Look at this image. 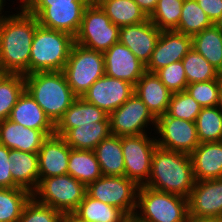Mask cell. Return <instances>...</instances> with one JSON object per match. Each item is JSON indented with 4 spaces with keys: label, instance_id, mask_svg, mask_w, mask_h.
Listing matches in <instances>:
<instances>
[{
    "label": "cell",
    "instance_id": "49",
    "mask_svg": "<svg viewBox=\"0 0 222 222\" xmlns=\"http://www.w3.org/2000/svg\"><path fill=\"white\" fill-rule=\"evenodd\" d=\"M217 107L222 112V75L220 79L219 101Z\"/></svg>",
    "mask_w": 222,
    "mask_h": 222
},
{
    "label": "cell",
    "instance_id": "8",
    "mask_svg": "<svg viewBox=\"0 0 222 222\" xmlns=\"http://www.w3.org/2000/svg\"><path fill=\"white\" fill-rule=\"evenodd\" d=\"M119 29L95 1L90 2L74 37L75 43L104 53L119 42Z\"/></svg>",
    "mask_w": 222,
    "mask_h": 222
},
{
    "label": "cell",
    "instance_id": "9",
    "mask_svg": "<svg viewBox=\"0 0 222 222\" xmlns=\"http://www.w3.org/2000/svg\"><path fill=\"white\" fill-rule=\"evenodd\" d=\"M139 186L126 176H101L86 187V193L105 204L124 210L131 218L137 208Z\"/></svg>",
    "mask_w": 222,
    "mask_h": 222
},
{
    "label": "cell",
    "instance_id": "12",
    "mask_svg": "<svg viewBox=\"0 0 222 222\" xmlns=\"http://www.w3.org/2000/svg\"><path fill=\"white\" fill-rule=\"evenodd\" d=\"M155 133L159 147L190 155L200 144L196 123L164 114L157 118Z\"/></svg>",
    "mask_w": 222,
    "mask_h": 222
},
{
    "label": "cell",
    "instance_id": "5",
    "mask_svg": "<svg viewBox=\"0 0 222 222\" xmlns=\"http://www.w3.org/2000/svg\"><path fill=\"white\" fill-rule=\"evenodd\" d=\"M188 219L187 198L139 186L132 222H185Z\"/></svg>",
    "mask_w": 222,
    "mask_h": 222
},
{
    "label": "cell",
    "instance_id": "27",
    "mask_svg": "<svg viewBox=\"0 0 222 222\" xmlns=\"http://www.w3.org/2000/svg\"><path fill=\"white\" fill-rule=\"evenodd\" d=\"M102 174L105 176H125L122 136L110 135L94 149Z\"/></svg>",
    "mask_w": 222,
    "mask_h": 222
},
{
    "label": "cell",
    "instance_id": "40",
    "mask_svg": "<svg viewBox=\"0 0 222 222\" xmlns=\"http://www.w3.org/2000/svg\"><path fill=\"white\" fill-rule=\"evenodd\" d=\"M62 215L60 211L38 203L31 197L17 222H59Z\"/></svg>",
    "mask_w": 222,
    "mask_h": 222
},
{
    "label": "cell",
    "instance_id": "20",
    "mask_svg": "<svg viewBox=\"0 0 222 222\" xmlns=\"http://www.w3.org/2000/svg\"><path fill=\"white\" fill-rule=\"evenodd\" d=\"M134 93L156 119L166 114L172 92L155 73L146 71L134 86Z\"/></svg>",
    "mask_w": 222,
    "mask_h": 222
},
{
    "label": "cell",
    "instance_id": "32",
    "mask_svg": "<svg viewBox=\"0 0 222 222\" xmlns=\"http://www.w3.org/2000/svg\"><path fill=\"white\" fill-rule=\"evenodd\" d=\"M32 194L23 188H0V222H17Z\"/></svg>",
    "mask_w": 222,
    "mask_h": 222
},
{
    "label": "cell",
    "instance_id": "21",
    "mask_svg": "<svg viewBox=\"0 0 222 222\" xmlns=\"http://www.w3.org/2000/svg\"><path fill=\"white\" fill-rule=\"evenodd\" d=\"M47 136L40 130L24 127L9 119L0 122V144L8 149L38 153Z\"/></svg>",
    "mask_w": 222,
    "mask_h": 222
},
{
    "label": "cell",
    "instance_id": "4",
    "mask_svg": "<svg viewBox=\"0 0 222 222\" xmlns=\"http://www.w3.org/2000/svg\"><path fill=\"white\" fill-rule=\"evenodd\" d=\"M74 43L70 34L38 25L30 51L29 74L62 71Z\"/></svg>",
    "mask_w": 222,
    "mask_h": 222
},
{
    "label": "cell",
    "instance_id": "16",
    "mask_svg": "<svg viewBox=\"0 0 222 222\" xmlns=\"http://www.w3.org/2000/svg\"><path fill=\"white\" fill-rule=\"evenodd\" d=\"M105 75L136 85L146 72L142 63L124 44L117 42L104 52Z\"/></svg>",
    "mask_w": 222,
    "mask_h": 222
},
{
    "label": "cell",
    "instance_id": "44",
    "mask_svg": "<svg viewBox=\"0 0 222 222\" xmlns=\"http://www.w3.org/2000/svg\"><path fill=\"white\" fill-rule=\"evenodd\" d=\"M21 6H51L72 4V2H91L90 0H18Z\"/></svg>",
    "mask_w": 222,
    "mask_h": 222
},
{
    "label": "cell",
    "instance_id": "19",
    "mask_svg": "<svg viewBox=\"0 0 222 222\" xmlns=\"http://www.w3.org/2000/svg\"><path fill=\"white\" fill-rule=\"evenodd\" d=\"M70 150L62 136H48L38 151L39 178L67 174Z\"/></svg>",
    "mask_w": 222,
    "mask_h": 222
},
{
    "label": "cell",
    "instance_id": "37",
    "mask_svg": "<svg viewBox=\"0 0 222 222\" xmlns=\"http://www.w3.org/2000/svg\"><path fill=\"white\" fill-rule=\"evenodd\" d=\"M184 0H158L149 20L161 31L177 30Z\"/></svg>",
    "mask_w": 222,
    "mask_h": 222
},
{
    "label": "cell",
    "instance_id": "11",
    "mask_svg": "<svg viewBox=\"0 0 222 222\" xmlns=\"http://www.w3.org/2000/svg\"><path fill=\"white\" fill-rule=\"evenodd\" d=\"M156 120L135 93L119 108L109 114L110 131L115 136L146 134L147 130L151 129V126L155 132Z\"/></svg>",
    "mask_w": 222,
    "mask_h": 222
},
{
    "label": "cell",
    "instance_id": "36",
    "mask_svg": "<svg viewBox=\"0 0 222 222\" xmlns=\"http://www.w3.org/2000/svg\"><path fill=\"white\" fill-rule=\"evenodd\" d=\"M25 91V78L21 74H9L0 84V122L9 119L12 108Z\"/></svg>",
    "mask_w": 222,
    "mask_h": 222
},
{
    "label": "cell",
    "instance_id": "48",
    "mask_svg": "<svg viewBox=\"0 0 222 222\" xmlns=\"http://www.w3.org/2000/svg\"><path fill=\"white\" fill-rule=\"evenodd\" d=\"M6 2H7L6 0H0V19L3 18L4 16L8 15L7 14L8 12L12 13L10 11H5V13H4V10H6V9H4L5 8L4 6H6Z\"/></svg>",
    "mask_w": 222,
    "mask_h": 222
},
{
    "label": "cell",
    "instance_id": "24",
    "mask_svg": "<svg viewBox=\"0 0 222 222\" xmlns=\"http://www.w3.org/2000/svg\"><path fill=\"white\" fill-rule=\"evenodd\" d=\"M190 157L195 181L222 178V141L200 143Z\"/></svg>",
    "mask_w": 222,
    "mask_h": 222
},
{
    "label": "cell",
    "instance_id": "10",
    "mask_svg": "<svg viewBox=\"0 0 222 222\" xmlns=\"http://www.w3.org/2000/svg\"><path fill=\"white\" fill-rule=\"evenodd\" d=\"M146 134L122 136L125 176L138 186L145 185L151 172V160L157 146L155 136Z\"/></svg>",
    "mask_w": 222,
    "mask_h": 222
},
{
    "label": "cell",
    "instance_id": "45",
    "mask_svg": "<svg viewBox=\"0 0 222 222\" xmlns=\"http://www.w3.org/2000/svg\"><path fill=\"white\" fill-rule=\"evenodd\" d=\"M141 10L145 13V15L149 18L154 12L158 0H134Z\"/></svg>",
    "mask_w": 222,
    "mask_h": 222
},
{
    "label": "cell",
    "instance_id": "28",
    "mask_svg": "<svg viewBox=\"0 0 222 222\" xmlns=\"http://www.w3.org/2000/svg\"><path fill=\"white\" fill-rule=\"evenodd\" d=\"M67 174H70L86 187L103 176L94 150H77L71 148Z\"/></svg>",
    "mask_w": 222,
    "mask_h": 222
},
{
    "label": "cell",
    "instance_id": "50",
    "mask_svg": "<svg viewBox=\"0 0 222 222\" xmlns=\"http://www.w3.org/2000/svg\"><path fill=\"white\" fill-rule=\"evenodd\" d=\"M10 73L8 71H5L3 68L0 67V84L3 82V80L9 75Z\"/></svg>",
    "mask_w": 222,
    "mask_h": 222
},
{
    "label": "cell",
    "instance_id": "7",
    "mask_svg": "<svg viewBox=\"0 0 222 222\" xmlns=\"http://www.w3.org/2000/svg\"><path fill=\"white\" fill-rule=\"evenodd\" d=\"M62 72L73 94L82 97L105 74L104 53L74 43Z\"/></svg>",
    "mask_w": 222,
    "mask_h": 222
},
{
    "label": "cell",
    "instance_id": "23",
    "mask_svg": "<svg viewBox=\"0 0 222 222\" xmlns=\"http://www.w3.org/2000/svg\"><path fill=\"white\" fill-rule=\"evenodd\" d=\"M9 120L24 127L40 130L47 137L55 134V124L26 90L12 108Z\"/></svg>",
    "mask_w": 222,
    "mask_h": 222
},
{
    "label": "cell",
    "instance_id": "14",
    "mask_svg": "<svg viewBox=\"0 0 222 222\" xmlns=\"http://www.w3.org/2000/svg\"><path fill=\"white\" fill-rule=\"evenodd\" d=\"M133 94L134 85L104 74L90 86L82 98L110 114Z\"/></svg>",
    "mask_w": 222,
    "mask_h": 222
},
{
    "label": "cell",
    "instance_id": "22",
    "mask_svg": "<svg viewBox=\"0 0 222 222\" xmlns=\"http://www.w3.org/2000/svg\"><path fill=\"white\" fill-rule=\"evenodd\" d=\"M95 122H110L109 114L82 97H76L55 124V134L63 137L71 128Z\"/></svg>",
    "mask_w": 222,
    "mask_h": 222
},
{
    "label": "cell",
    "instance_id": "13",
    "mask_svg": "<svg viewBox=\"0 0 222 222\" xmlns=\"http://www.w3.org/2000/svg\"><path fill=\"white\" fill-rule=\"evenodd\" d=\"M89 3L72 2V4L22 7L35 16L42 27L62 31L75 37Z\"/></svg>",
    "mask_w": 222,
    "mask_h": 222
},
{
    "label": "cell",
    "instance_id": "38",
    "mask_svg": "<svg viewBox=\"0 0 222 222\" xmlns=\"http://www.w3.org/2000/svg\"><path fill=\"white\" fill-rule=\"evenodd\" d=\"M202 106L186 91L172 93L166 114L177 119L195 122Z\"/></svg>",
    "mask_w": 222,
    "mask_h": 222
},
{
    "label": "cell",
    "instance_id": "43",
    "mask_svg": "<svg viewBox=\"0 0 222 222\" xmlns=\"http://www.w3.org/2000/svg\"><path fill=\"white\" fill-rule=\"evenodd\" d=\"M213 24L222 16V0H196Z\"/></svg>",
    "mask_w": 222,
    "mask_h": 222
},
{
    "label": "cell",
    "instance_id": "18",
    "mask_svg": "<svg viewBox=\"0 0 222 222\" xmlns=\"http://www.w3.org/2000/svg\"><path fill=\"white\" fill-rule=\"evenodd\" d=\"M160 34L161 30L148 19L145 22L120 27L119 42L147 65Z\"/></svg>",
    "mask_w": 222,
    "mask_h": 222
},
{
    "label": "cell",
    "instance_id": "51",
    "mask_svg": "<svg viewBox=\"0 0 222 222\" xmlns=\"http://www.w3.org/2000/svg\"><path fill=\"white\" fill-rule=\"evenodd\" d=\"M222 30V16L215 23Z\"/></svg>",
    "mask_w": 222,
    "mask_h": 222
},
{
    "label": "cell",
    "instance_id": "41",
    "mask_svg": "<svg viewBox=\"0 0 222 222\" xmlns=\"http://www.w3.org/2000/svg\"><path fill=\"white\" fill-rule=\"evenodd\" d=\"M155 74L172 93L182 92L188 85L182 60L162 67Z\"/></svg>",
    "mask_w": 222,
    "mask_h": 222
},
{
    "label": "cell",
    "instance_id": "3",
    "mask_svg": "<svg viewBox=\"0 0 222 222\" xmlns=\"http://www.w3.org/2000/svg\"><path fill=\"white\" fill-rule=\"evenodd\" d=\"M24 78L25 90L54 124L76 99L62 71L36 72Z\"/></svg>",
    "mask_w": 222,
    "mask_h": 222
},
{
    "label": "cell",
    "instance_id": "35",
    "mask_svg": "<svg viewBox=\"0 0 222 222\" xmlns=\"http://www.w3.org/2000/svg\"><path fill=\"white\" fill-rule=\"evenodd\" d=\"M213 23L196 0H184L177 32L193 36Z\"/></svg>",
    "mask_w": 222,
    "mask_h": 222
},
{
    "label": "cell",
    "instance_id": "47",
    "mask_svg": "<svg viewBox=\"0 0 222 222\" xmlns=\"http://www.w3.org/2000/svg\"><path fill=\"white\" fill-rule=\"evenodd\" d=\"M59 222H81L72 214H63Z\"/></svg>",
    "mask_w": 222,
    "mask_h": 222
},
{
    "label": "cell",
    "instance_id": "33",
    "mask_svg": "<svg viewBox=\"0 0 222 222\" xmlns=\"http://www.w3.org/2000/svg\"><path fill=\"white\" fill-rule=\"evenodd\" d=\"M195 123L200 143L222 141V112L217 106L202 107Z\"/></svg>",
    "mask_w": 222,
    "mask_h": 222
},
{
    "label": "cell",
    "instance_id": "34",
    "mask_svg": "<svg viewBox=\"0 0 222 222\" xmlns=\"http://www.w3.org/2000/svg\"><path fill=\"white\" fill-rule=\"evenodd\" d=\"M188 84L221 79V73L215 69L193 47L182 59Z\"/></svg>",
    "mask_w": 222,
    "mask_h": 222
},
{
    "label": "cell",
    "instance_id": "39",
    "mask_svg": "<svg viewBox=\"0 0 222 222\" xmlns=\"http://www.w3.org/2000/svg\"><path fill=\"white\" fill-rule=\"evenodd\" d=\"M202 107L218 105L220 79L188 84L185 89Z\"/></svg>",
    "mask_w": 222,
    "mask_h": 222
},
{
    "label": "cell",
    "instance_id": "42",
    "mask_svg": "<svg viewBox=\"0 0 222 222\" xmlns=\"http://www.w3.org/2000/svg\"><path fill=\"white\" fill-rule=\"evenodd\" d=\"M10 149L0 144V188H13V178L10 171Z\"/></svg>",
    "mask_w": 222,
    "mask_h": 222
},
{
    "label": "cell",
    "instance_id": "29",
    "mask_svg": "<svg viewBox=\"0 0 222 222\" xmlns=\"http://www.w3.org/2000/svg\"><path fill=\"white\" fill-rule=\"evenodd\" d=\"M110 135V122H95L71 128L63 138L73 149L94 150L103 139Z\"/></svg>",
    "mask_w": 222,
    "mask_h": 222
},
{
    "label": "cell",
    "instance_id": "52",
    "mask_svg": "<svg viewBox=\"0 0 222 222\" xmlns=\"http://www.w3.org/2000/svg\"><path fill=\"white\" fill-rule=\"evenodd\" d=\"M185 222H192V217H189V219L186 220Z\"/></svg>",
    "mask_w": 222,
    "mask_h": 222
},
{
    "label": "cell",
    "instance_id": "25",
    "mask_svg": "<svg viewBox=\"0 0 222 222\" xmlns=\"http://www.w3.org/2000/svg\"><path fill=\"white\" fill-rule=\"evenodd\" d=\"M9 160L11 161L9 168L13 178V188L20 187L32 194L39 183L38 153L11 149Z\"/></svg>",
    "mask_w": 222,
    "mask_h": 222
},
{
    "label": "cell",
    "instance_id": "46",
    "mask_svg": "<svg viewBox=\"0 0 222 222\" xmlns=\"http://www.w3.org/2000/svg\"><path fill=\"white\" fill-rule=\"evenodd\" d=\"M192 222H222V217H207V218H194Z\"/></svg>",
    "mask_w": 222,
    "mask_h": 222
},
{
    "label": "cell",
    "instance_id": "1",
    "mask_svg": "<svg viewBox=\"0 0 222 222\" xmlns=\"http://www.w3.org/2000/svg\"><path fill=\"white\" fill-rule=\"evenodd\" d=\"M18 7L15 14L0 19V67L25 76L29 74L30 51L39 24L35 16Z\"/></svg>",
    "mask_w": 222,
    "mask_h": 222
},
{
    "label": "cell",
    "instance_id": "2",
    "mask_svg": "<svg viewBox=\"0 0 222 222\" xmlns=\"http://www.w3.org/2000/svg\"><path fill=\"white\" fill-rule=\"evenodd\" d=\"M195 182L190 155L156 146L145 186L187 198Z\"/></svg>",
    "mask_w": 222,
    "mask_h": 222
},
{
    "label": "cell",
    "instance_id": "26",
    "mask_svg": "<svg viewBox=\"0 0 222 222\" xmlns=\"http://www.w3.org/2000/svg\"><path fill=\"white\" fill-rule=\"evenodd\" d=\"M72 215L81 222H132L124 210L96 200L87 193Z\"/></svg>",
    "mask_w": 222,
    "mask_h": 222
},
{
    "label": "cell",
    "instance_id": "17",
    "mask_svg": "<svg viewBox=\"0 0 222 222\" xmlns=\"http://www.w3.org/2000/svg\"><path fill=\"white\" fill-rule=\"evenodd\" d=\"M192 48V36L175 30L161 31L146 71L155 73L162 67L180 61Z\"/></svg>",
    "mask_w": 222,
    "mask_h": 222
},
{
    "label": "cell",
    "instance_id": "15",
    "mask_svg": "<svg viewBox=\"0 0 222 222\" xmlns=\"http://www.w3.org/2000/svg\"><path fill=\"white\" fill-rule=\"evenodd\" d=\"M187 200L189 217H222V178L196 181Z\"/></svg>",
    "mask_w": 222,
    "mask_h": 222
},
{
    "label": "cell",
    "instance_id": "6",
    "mask_svg": "<svg viewBox=\"0 0 222 222\" xmlns=\"http://www.w3.org/2000/svg\"><path fill=\"white\" fill-rule=\"evenodd\" d=\"M86 195V186L70 174L39 178L32 197L41 204L60 211L62 214H72Z\"/></svg>",
    "mask_w": 222,
    "mask_h": 222
},
{
    "label": "cell",
    "instance_id": "31",
    "mask_svg": "<svg viewBox=\"0 0 222 222\" xmlns=\"http://www.w3.org/2000/svg\"><path fill=\"white\" fill-rule=\"evenodd\" d=\"M192 47L222 74V30L216 24L193 35Z\"/></svg>",
    "mask_w": 222,
    "mask_h": 222
},
{
    "label": "cell",
    "instance_id": "30",
    "mask_svg": "<svg viewBox=\"0 0 222 222\" xmlns=\"http://www.w3.org/2000/svg\"><path fill=\"white\" fill-rule=\"evenodd\" d=\"M95 2L119 28L149 19L134 0H96Z\"/></svg>",
    "mask_w": 222,
    "mask_h": 222
}]
</instances>
